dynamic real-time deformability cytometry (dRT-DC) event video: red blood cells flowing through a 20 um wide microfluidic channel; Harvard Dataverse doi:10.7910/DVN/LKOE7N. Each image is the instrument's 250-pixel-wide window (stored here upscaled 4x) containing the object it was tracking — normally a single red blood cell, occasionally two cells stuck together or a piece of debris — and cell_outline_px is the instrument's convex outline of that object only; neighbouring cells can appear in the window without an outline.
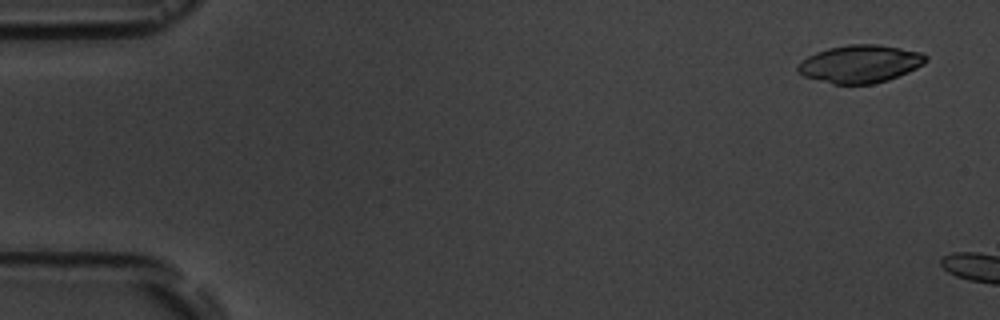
{"species": "common noctule bat (a hibernating species)", "species_latin": "Nyctalus noctula", "temperature_condition": "room temperature", "stored_images_in_passage": 2, "camera_frame_rate_fps": 3000, "um_per_image_px": 0.085, "animal": {"sex": "male", "body_mass_g": 19.5, "forearm_length_mm": 54.6}, "frame": {"image": 1, "passage_image": 1, "time_ms": 0.0, "image_size_px": [1000, 320], "cell_outline_px": [[928, 60], [924, 64], [908, 72], [888, 80], [872, 84], [832, 84], [804, 76], [796, 72], [796, 68], [808, 56], [816, 52], [828, 48], [848, 44], [876, 44], [900, 48], [920, 52], [928, 56]], "centroid_in_image_um": [73.12, 5.43], "position_along_channel_um": 11.9, "area_um2": 28.15}}